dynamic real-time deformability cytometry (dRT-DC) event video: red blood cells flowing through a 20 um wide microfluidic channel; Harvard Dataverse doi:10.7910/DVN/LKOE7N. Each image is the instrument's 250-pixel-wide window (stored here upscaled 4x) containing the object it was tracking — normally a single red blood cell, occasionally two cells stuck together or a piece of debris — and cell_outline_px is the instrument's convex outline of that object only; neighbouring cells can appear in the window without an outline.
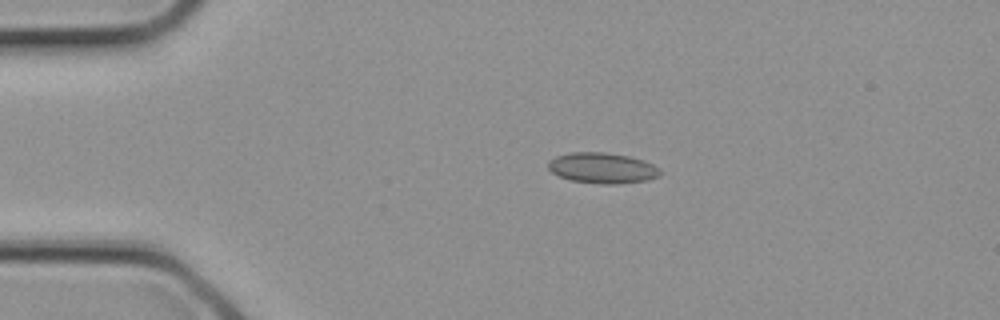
{"species": "common noctule bat (a hibernating species)", "species_latin": "Nyctalus noctula", "temperature_condition": "cold", "stored_images_in_passage": 3, "camera_frame_rate_fps": 3000, "um_per_image_px": 0.085, "animal": {"sex": "female", "body_mass_g": 21.9}, "frame": {"image": 1, "passage_image": 2, "time_ms": 0.333, "image_size_px": [1000, 320], "cell_outline_px": [[660, 176], [648, 180], [616, 184], [600, 184], [572, 180], [560, 176], [552, 172], [548, 168], [548, 160], [556, 156], [568, 152], [604, 152], [628, 156], [652, 164], [660, 168]], "centroid_in_image_um": [51.18, 14.28], "position_along_channel_um": 33.8, "area_um2": 19.94}}
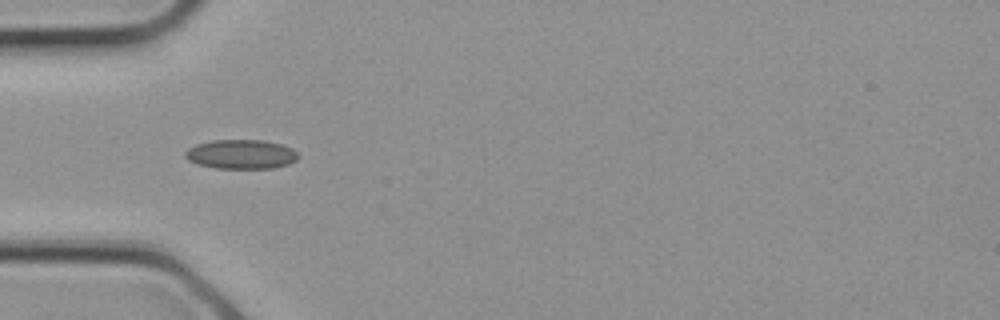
{"frame": {"image": 2, "passage_image": 3, "time_ms": 0.667, "image_size_px": [1000, 320], "cell_outline_px": [[300, 156], [296, 160], [288, 164], [272, 168], [216, 168], [196, 164], [188, 160], [184, 156], [184, 152], [188, 148], [196, 144], [212, 140], [264, 140], [280, 144], [292, 148]], "centroid_in_image_um": [20.47, 13.11], "position_along_channel_um": 64.5, "area_um2": 19.36}}